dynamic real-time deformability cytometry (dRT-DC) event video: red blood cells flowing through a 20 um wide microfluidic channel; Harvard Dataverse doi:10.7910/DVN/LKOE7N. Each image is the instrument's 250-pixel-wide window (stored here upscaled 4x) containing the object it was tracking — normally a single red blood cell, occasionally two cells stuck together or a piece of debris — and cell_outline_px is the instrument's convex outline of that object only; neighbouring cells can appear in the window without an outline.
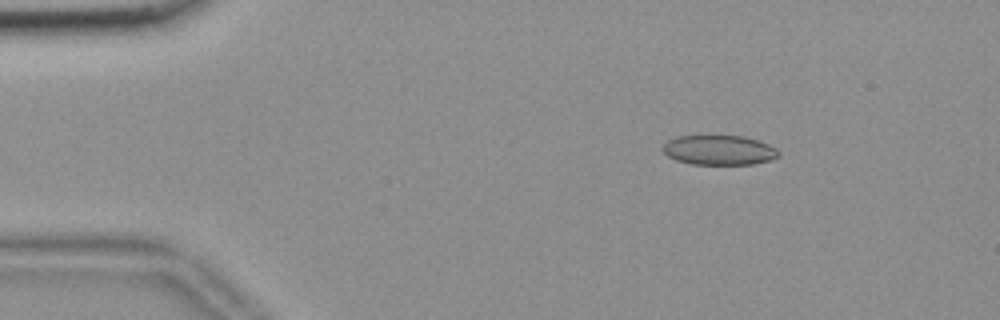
{"species": "common noctule bat (a hibernating species)", "species_latin": "Nyctalus noctula", "temperature_condition": "room temperature", "stored_images_in_passage": 54, "camera_frame_rate_fps": 3000, "um_per_image_px": 0.085, "animal": {"sex": "female", "body_mass_g": 18.4}, "frame": {"image": 1, "passage_image": 7, "time_ms": 2.0, "image_size_px": [1000, 320], "cell_outline_px": [[780, 156], [768, 160], [752, 164], [692, 164], [676, 160], [668, 156], [660, 148], [668, 140], [676, 136], [744, 136], [768, 144], [776, 148], [780, 152]], "centroid_in_image_um": [61.1, 12.75], "position_along_channel_um": 23.9, "area_um2": 20.0}}
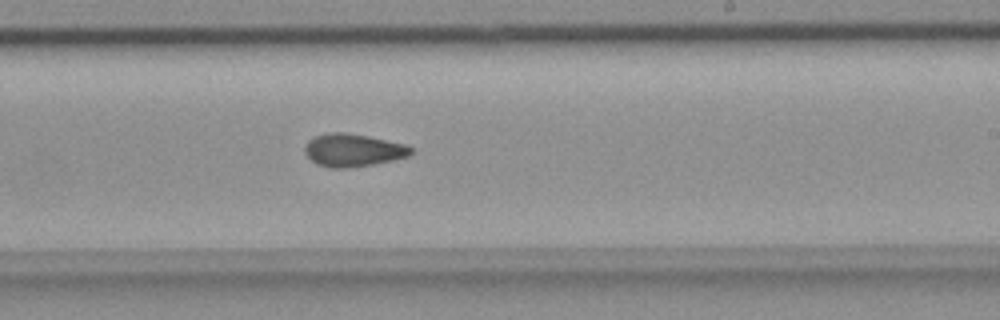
{"frame": {"image": 2, "passage_image": 32, "time_ms": 10.333, "image_size_px": [1000, 320], "cell_outline_px": [[412, 152], [408, 156], [392, 160], [372, 164], [348, 168], [328, 168], [316, 164], [304, 152], [304, 148], [308, 140], [316, 136], [328, 132], [344, 132], [368, 136], [404, 144], [412, 148]], "centroid_in_image_um": [29.97, 12.76], "position_along_channel_um": 259.0, "area_um2": 20.17}}
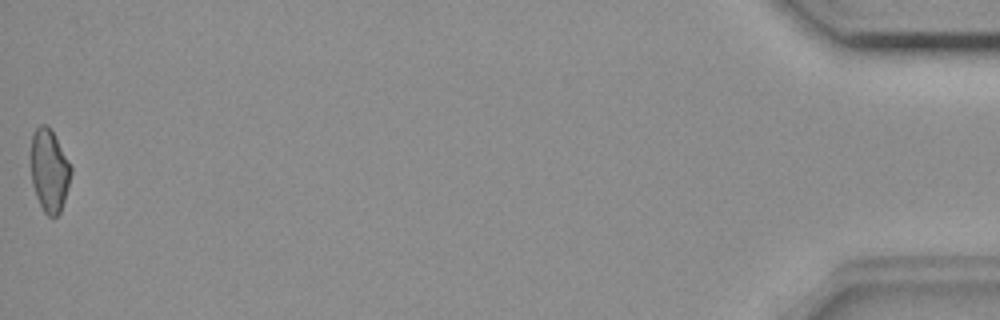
{"frame": {"image": 3, "passage_image": 54, "time_ms": 17.667, "image_size_px": [1000, 320], "cell_outline_px": [[72, 172], [64, 200], [60, 212], [56, 216], [48, 216], [44, 212], [36, 196], [32, 184], [32, 132], [40, 124], [48, 124], [72, 168]], "centroid_in_image_um": [4.19, 14.49], "position_along_channel_um": 431.0, "area_um2": 18.96}, "authors_computed_cell_mechanics": {"area_um2": 20.0855, "velocity_mm_per_s": 3.686, "shape_relaxation_time_tau1_ms": null, "shape_relaxation_time_tau2_ms": 3.7637, "deformation_change_tau1": null, "deformation_change_tau2": 0.1039}}